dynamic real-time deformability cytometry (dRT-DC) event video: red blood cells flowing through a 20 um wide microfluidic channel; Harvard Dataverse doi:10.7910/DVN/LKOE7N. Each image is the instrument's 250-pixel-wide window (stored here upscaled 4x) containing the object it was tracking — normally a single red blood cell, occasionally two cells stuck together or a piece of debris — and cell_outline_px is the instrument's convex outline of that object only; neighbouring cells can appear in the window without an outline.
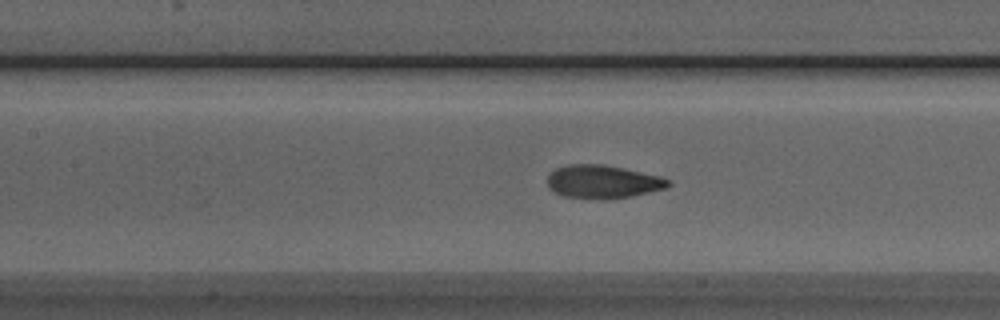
{"species": "Egyptian fruit bat (a non-hibernating species)", "species_latin": "Rousettus aegyptiacus", "temperature_condition": "room temperature", "stored_images_in_passage": 46, "camera_frame_rate_fps": 3000, "um_per_image_px": 0.085, "animal": {"sex": "male"}, "frame": {"image": 1, "passage_image": 23, "time_ms": 7.333, "image_size_px": [1000, 320], "cell_outline_px": [[672, 184], [664, 188], [632, 196], [608, 200], [564, 196], [556, 192], [548, 184], [548, 176], [556, 168], [568, 164], [604, 164], [624, 168], [660, 176], [668, 180]], "centroid_in_image_um": [51.25, 15.44], "position_along_channel_um": 156.1, "area_um2": 23.24}}
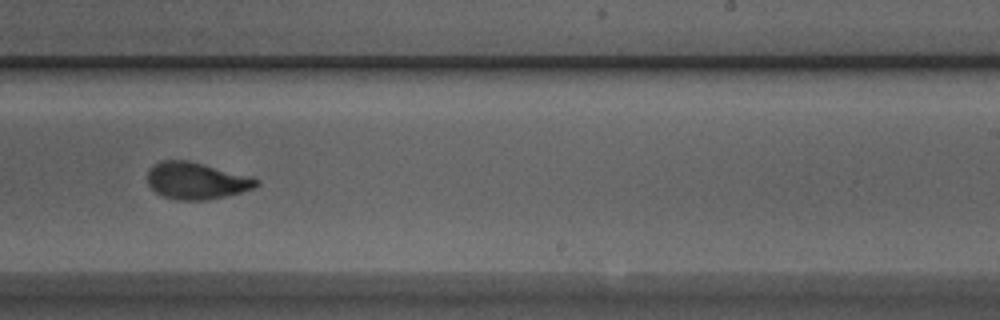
{"frame": {"image": 2, "passage_image": 32, "time_ms": 10.333, "image_size_px": [1000, 320], "cell_outline_px": [[260, 184], [256, 188], [208, 200], [176, 200], [164, 196], [156, 192], [148, 184], [148, 168], [152, 164], [160, 160], [188, 160], [252, 176], [260, 180]], "centroid_in_image_um": [16.71, 15.35], "position_along_channel_um": 272.3, "area_um2": 23.64}}
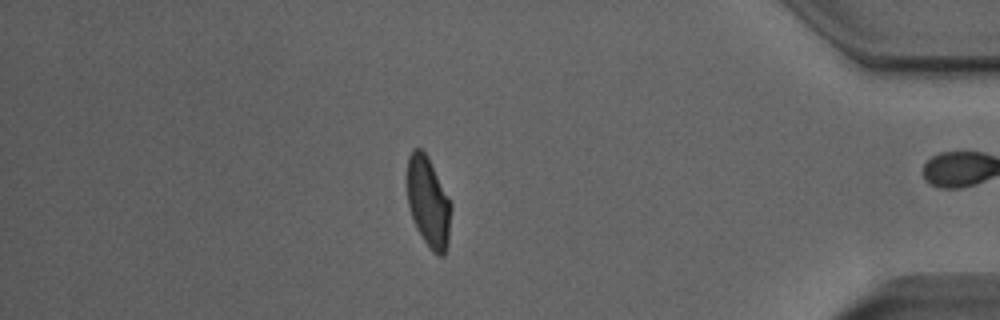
{"frame": {"image": 3, "passage_image": 45, "time_ms": 14.667, "image_size_px": [1000, 320], "cell_outline_px": [[452, 208], [448, 244], [444, 256], [436, 256], [428, 248], [416, 228], [408, 204], [408, 156], [412, 148], [420, 148], [428, 156], [452, 204]], "centroid_in_image_um": [36.43, 17.22], "position_along_channel_um": 398.8, "area_um2": 23.29}, "authors_computed_cell_mechanics": {"area_um2": 23.409, "velocity_mm_per_s": 3.8811, "shape_relaxation_time_tau1_ms": 3.7824, "shape_relaxation_time_tau2_ms": 1.5103, "deformation_change_tau1": 0.1426, "deformation_change_tau2": 0.061}}